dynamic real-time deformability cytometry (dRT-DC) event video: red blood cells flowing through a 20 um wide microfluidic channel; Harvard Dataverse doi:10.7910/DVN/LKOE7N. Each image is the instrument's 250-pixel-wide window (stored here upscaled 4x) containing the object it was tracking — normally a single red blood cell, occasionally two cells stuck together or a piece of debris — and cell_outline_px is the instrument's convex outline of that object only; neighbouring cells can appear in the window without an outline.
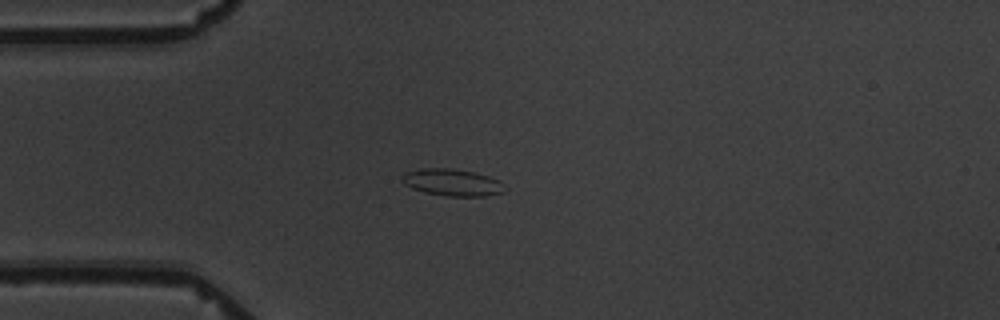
{"species": "common noctule bat (a hibernating species)", "species_latin": "Nyctalus noctula", "temperature_condition": "warm", "stored_images_in_passage": 9, "camera_frame_rate_fps": 3000, "um_per_image_px": 0.085, "animal": {"sex": "male", "body_mass_g": 19.5, "forearm_length_mm": 54.6}, "frame": {"image": 1, "passage_image": 3, "time_ms": 3.333, "image_size_px": [1000, 320], "cell_outline_px": [[508, 188], [504, 192], [484, 196], [444, 196], [424, 192], [412, 188], [404, 184], [400, 180], [400, 176], [404, 172], [420, 168], [448, 168], [472, 172], [488, 176], [496, 180]], "centroid_in_image_um": [38.38, 15.51], "position_along_channel_um": 46.6, "area_um2": 16.18}}
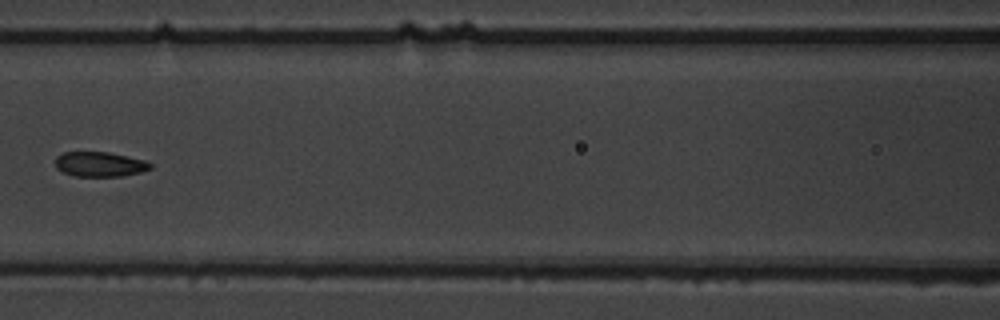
{"frame": {"image": 2, "passage_image": 6, "time_ms": 7.0, "image_size_px": [1000, 320], "cell_outline_px": [[152, 168], [140, 172], [120, 176], [72, 176], [56, 168], [56, 156], [64, 152], [108, 152], [144, 160], [152, 164]], "centroid_in_image_um": [8.46, 13.96], "position_along_channel_um": 158.1, "area_um2": 13.64}}
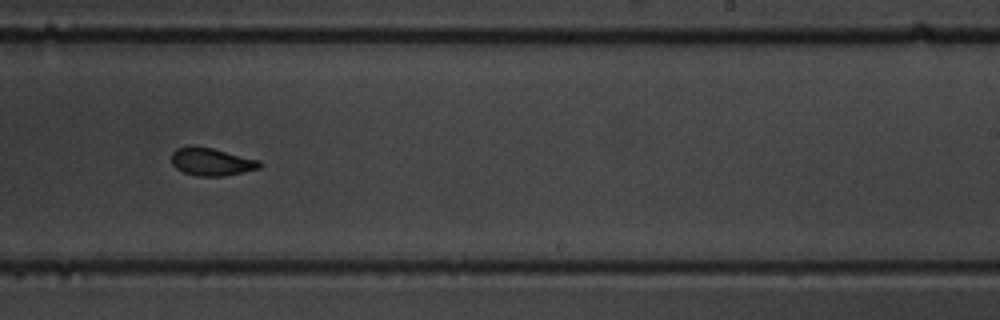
{"frame": {"image": 3, "passage_image": 9, "time_ms": 10.333, "image_size_px": [1000, 320], "cell_outline_px": [[260, 168], [244, 172], [224, 176], [196, 176], [184, 172], [176, 168], [172, 164], [172, 152], [176, 148], [192, 144], [196, 144], [260, 160]], "centroid_in_image_um": [17.94, 13.73], "position_along_channel_um": 271.1, "area_um2": 14.45}}